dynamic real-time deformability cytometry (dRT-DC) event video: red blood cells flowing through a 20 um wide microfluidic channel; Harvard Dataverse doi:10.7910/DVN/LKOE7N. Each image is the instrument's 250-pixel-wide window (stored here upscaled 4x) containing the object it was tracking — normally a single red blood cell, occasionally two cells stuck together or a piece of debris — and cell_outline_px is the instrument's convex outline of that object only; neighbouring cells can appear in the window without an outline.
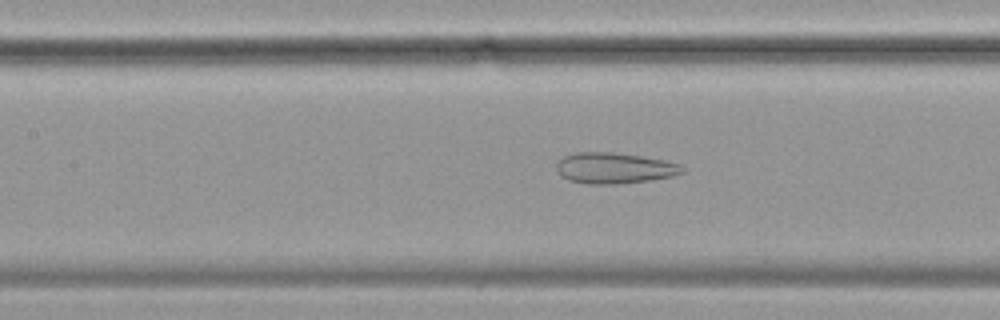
{"species": "common noctule bat (a hibernating species)", "species_latin": "Nyctalus noctula", "temperature_condition": "cold", "stored_images_in_passage": 57, "camera_frame_rate_fps": 3000, "um_per_image_px": 0.085, "animal": {"sex": "female", "body_mass_g": 19.9}, "frame": {"image": 1, "passage_image": 25, "time_ms": 8.0, "image_size_px": [1000, 320], "cell_outline_px": [[684, 172], [672, 176], [648, 180], [616, 184], [588, 184], [568, 180], [560, 176], [556, 172], [556, 164], [564, 156], [576, 152], [612, 152], [640, 156], [664, 160], [680, 164], [684, 168]], "centroid_in_image_um": [52.18, 14.29], "position_along_channel_um": 155.2, "area_um2": 22.66}}
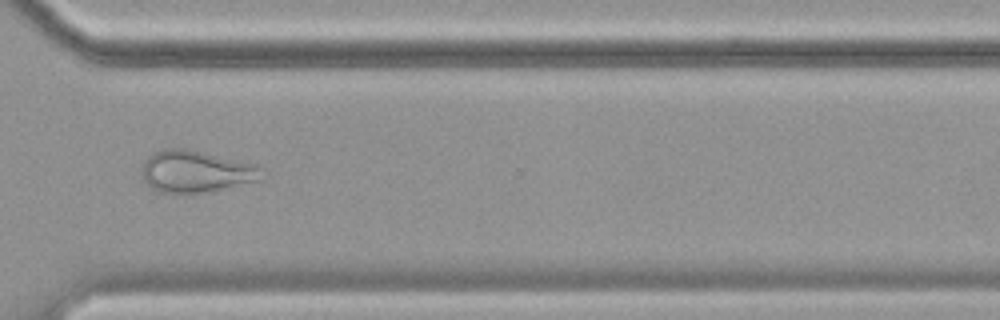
{"frame": {"image": 2, "passage_image": 42, "time_ms": 13.667, "image_size_px": [1000, 320], "cell_outline_px": [[260, 180], [224, 188], [204, 192], [156, 192], [144, 180], [140, 164], [152, 152], [164, 148], [184, 148], [256, 164], [260, 168]], "centroid_in_image_um": [16.57, 14.55], "position_along_channel_um": 354.0, "area_um2": 28.96}}
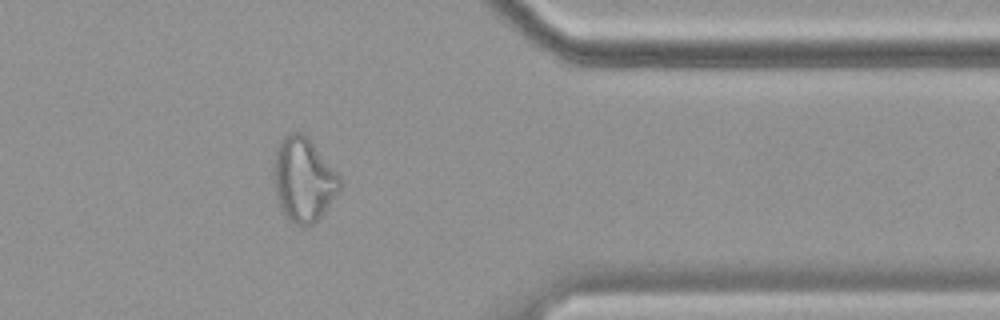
{"frame": {"image": 3, "passage_image": 46, "time_ms": 15.0, "image_size_px": [1000, 320], "cell_outline_px": [[340, 192], [324, 212], [312, 224], [304, 228], [288, 220], [280, 208], [276, 196], [272, 180], [272, 168], [276, 148], [280, 140], [288, 132], [304, 132], [340, 176]], "centroid_in_image_um": [25.76, 15.26], "position_along_channel_um": 385.6, "area_um2": 32.95}}